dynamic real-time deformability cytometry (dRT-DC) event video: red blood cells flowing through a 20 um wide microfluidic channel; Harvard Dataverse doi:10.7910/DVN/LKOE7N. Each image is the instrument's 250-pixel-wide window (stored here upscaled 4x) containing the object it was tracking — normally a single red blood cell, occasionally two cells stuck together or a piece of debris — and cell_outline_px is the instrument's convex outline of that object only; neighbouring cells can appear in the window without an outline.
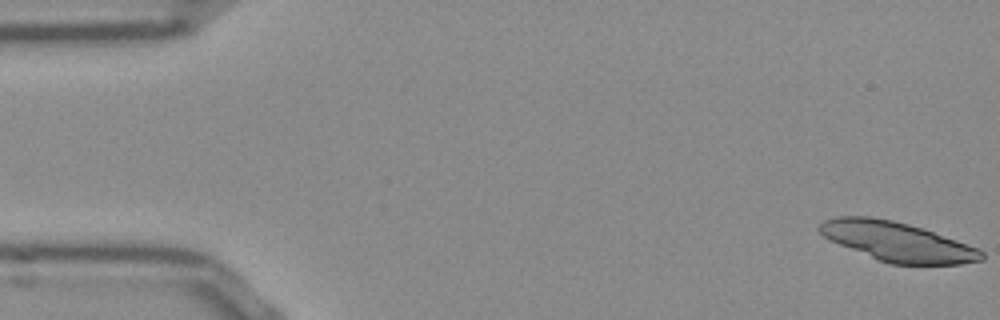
{"species": "Egyptian fruit bat (a non-hibernating species)", "species_latin": "Rousettus aegyptiacus", "temperature_condition": "room temperature", "stored_images_in_passage": 13, "camera_frame_rate_fps": 3000, "um_per_image_px": 0.085, "frame": {"image": 1, "passage_image": 1, "time_ms": 0.0, "image_size_px": [1000, 320], "cell_outline_px": [[984, 260], [960, 264], [888, 264], [828, 240], [816, 228], [824, 220], [836, 216], [872, 216], [892, 220], [908, 224], [980, 248], [984, 252]], "centroid_in_image_um": [76.24, 20.54], "position_along_channel_um": 8.8, "area_um2": 37.11}}